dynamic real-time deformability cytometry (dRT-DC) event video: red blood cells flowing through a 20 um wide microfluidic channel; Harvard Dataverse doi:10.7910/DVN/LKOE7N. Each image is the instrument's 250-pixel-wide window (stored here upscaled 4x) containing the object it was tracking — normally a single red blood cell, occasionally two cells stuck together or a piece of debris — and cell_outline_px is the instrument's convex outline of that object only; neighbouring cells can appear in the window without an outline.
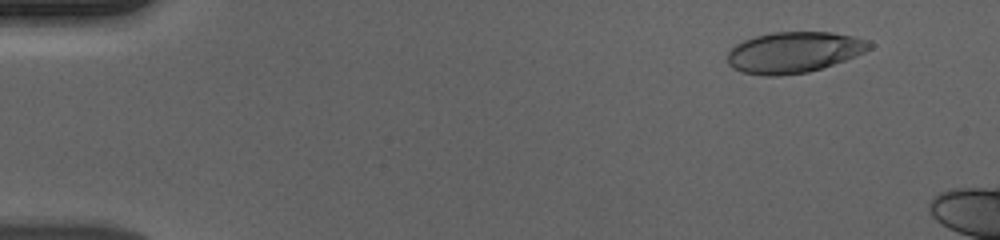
{"species": "human", "species_latin": "Homo sapiens", "temperature_condition": "cold", "stored_images_in_passage": 12, "camera_frame_rate_fps": 3000, "um_per_image_px": 0.085, "donor": {"sex": "male"}, "frame": {"image": 1, "passage_image": 2, "time_ms": 0.333, "image_size_px": [1000, 240], "cell_outline_px": [[840, 36], [836, 60], [828, 64], [816, 68], [800, 72], [748, 72], [740, 68], [732, 52], [740, 44], [764, 36], [792, 32], [820, 32]], "centroid_in_image_um": [66.95, 4.45], "position_along_channel_um": 18.1, "area_um2": 25.37}}